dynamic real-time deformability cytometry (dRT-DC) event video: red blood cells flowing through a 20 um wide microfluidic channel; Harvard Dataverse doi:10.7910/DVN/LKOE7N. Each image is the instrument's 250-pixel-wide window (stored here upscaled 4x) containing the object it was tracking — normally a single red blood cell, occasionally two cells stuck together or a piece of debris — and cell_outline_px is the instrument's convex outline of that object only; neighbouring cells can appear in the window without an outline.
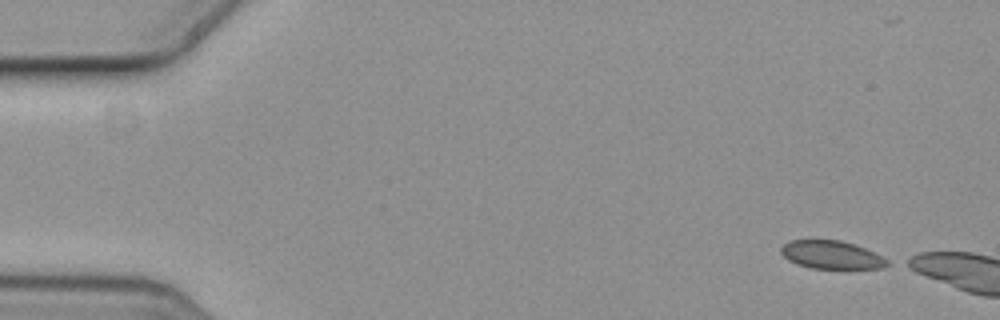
{"species": "common noctule bat (a hibernating species)", "species_latin": "Nyctalus noctula", "temperature_condition": "cold", "stored_images_in_passage": 2, "camera_frame_rate_fps": 3000, "um_per_image_px": 0.085, "animal": {"sex": "female", "body_mass_g": 19.3, "forearm_length_mm": 54.1}, "frame": {"image": 1, "passage_image": 1, "time_ms": 0.0, "image_size_px": [1000, 320], "cell_outline_px": [[892, 264], [884, 268], [812, 268], [796, 264], [788, 260], [780, 252], [780, 248], [788, 240], [840, 240], [856, 244], [888, 260]], "centroid_in_image_um": [70.66, 21.66], "position_along_channel_um": 14.3, "area_um2": 17.4}}